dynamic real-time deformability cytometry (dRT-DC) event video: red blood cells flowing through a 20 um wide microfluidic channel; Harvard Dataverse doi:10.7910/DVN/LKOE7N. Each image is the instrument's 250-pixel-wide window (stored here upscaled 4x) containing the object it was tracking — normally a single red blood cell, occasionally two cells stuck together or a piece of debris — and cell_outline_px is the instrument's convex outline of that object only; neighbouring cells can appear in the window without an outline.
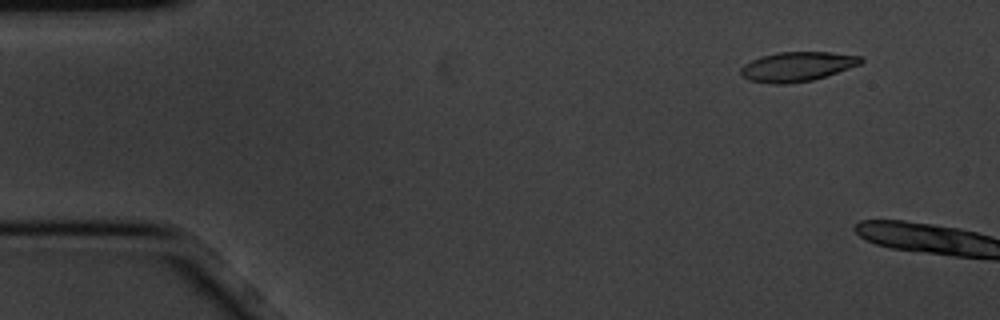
{"species": "common noctule bat (a hibernating species)", "species_latin": "Nyctalus noctula", "temperature_condition": "cold", "stored_images_in_passage": 6, "camera_frame_rate_fps": 3000, "um_per_image_px": 0.085, "animal": {"sex": "male", "body_mass_g": 20.1, "forearm_length_mm": 53.5}, "frame": {"image": 1, "passage_image": 2, "time_ms": 0.333, "image_size_px": [1000, 320], "cell_outline_px": [[864, 60], [860, 64], [812, 80], [784, 84], [772, 84], [748, 80], [740, 76], [740, 68], [744, 64], [752, 60], [764, 56], [780, 52], [828, 52], [860, 56]], "centroid_in_image_um": [67.7, 5.67], "position_along_channel_um": 17.3, "area_um2": 20.4}}